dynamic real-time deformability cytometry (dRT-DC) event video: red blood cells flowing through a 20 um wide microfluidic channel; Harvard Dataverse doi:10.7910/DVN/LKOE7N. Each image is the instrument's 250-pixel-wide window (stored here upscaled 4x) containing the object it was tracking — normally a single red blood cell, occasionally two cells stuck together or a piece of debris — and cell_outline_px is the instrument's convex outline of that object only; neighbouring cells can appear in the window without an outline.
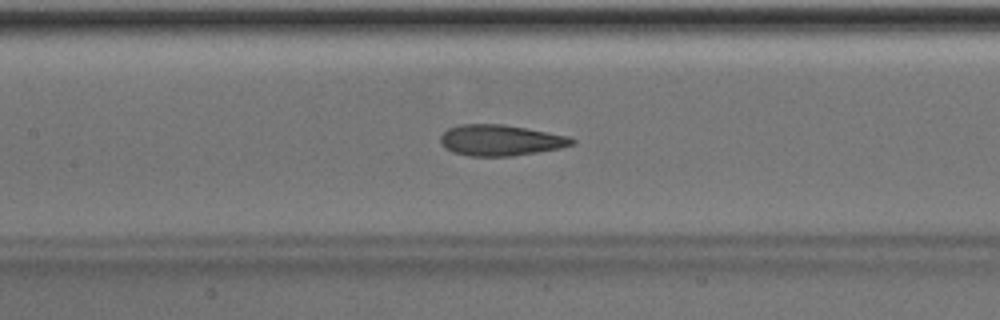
{"species": "Egyptian fruit bat (a non-hibernating species)", "species_latin": "Rousettus aegyptiacus", "temperature_condition": "room temperature", "stored_images_in_passage": 50, "segment_of_instrument_passage": [1, 2], "camera_frame_rate_fps": 3000, "um_per_image_px": 0.085, "animal": {"sex": "male"}, "frame": {"image": 1, "passage_image": 22, "time_ms": 7.0, "image_size_px": [1000, 320], "cell_outline_px": [[576, 144], [560, 148], [512, 156], [468, 156], [452, 152], [444, 148], [440, 144], [440, 136], [448, 128], [460, 124], [504, 124], [548, 132], [568, 136], [576, 140]], "centroid_in_image_um": [42.52, 11.92], "position_along_channel_um": 164.9, "area_um2": 23.87}}
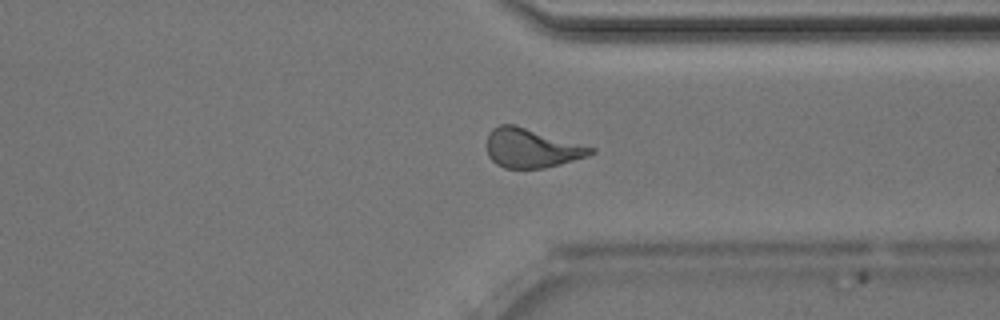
{"frame": {"image": 2, "passage_image": 37, "time_ms": 12.0, "image_size_px": [1000, 320], "cell_outline_px": [[596, 152], [588, 156], [560, 164], [544, 168], [504, 168], [496, 164], [488, 156], [488, 132], [492, 128], [500, 124], [516, 124], [596, 148]], "centroid_in_image_um": [45.2, 12.58], "position_along_channel_um": 366.2, "area_um2": 23.87}}
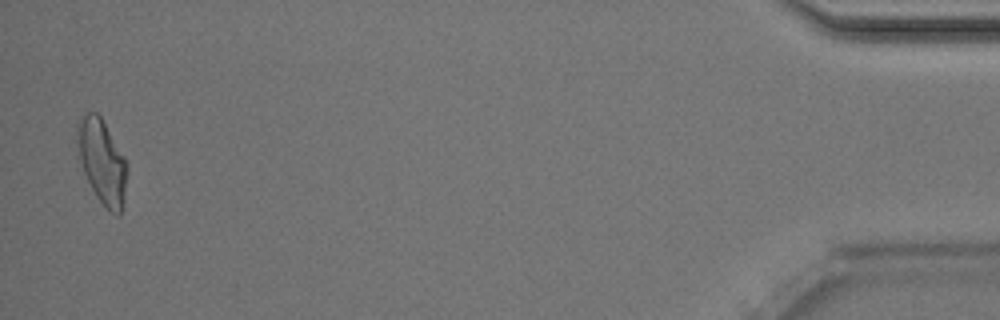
{"frame": {"image": 3, "passage_image": 48, "time_ms": 15.667, "image_size_px": [1000, 320], "cell_outline_px": [[128, 164], [124, 196], [120, 216], [116, 216], [108, 212], [96, 196], [84, 172], [80, 160], [76, 140], [76, 124], [88, 112], [96, 112], [100, 116], [124, 156]], "centroid_in_image_um": [8.68, 13.76], "position_along_channel_um": 426.5, "area_um2": 24.33}}